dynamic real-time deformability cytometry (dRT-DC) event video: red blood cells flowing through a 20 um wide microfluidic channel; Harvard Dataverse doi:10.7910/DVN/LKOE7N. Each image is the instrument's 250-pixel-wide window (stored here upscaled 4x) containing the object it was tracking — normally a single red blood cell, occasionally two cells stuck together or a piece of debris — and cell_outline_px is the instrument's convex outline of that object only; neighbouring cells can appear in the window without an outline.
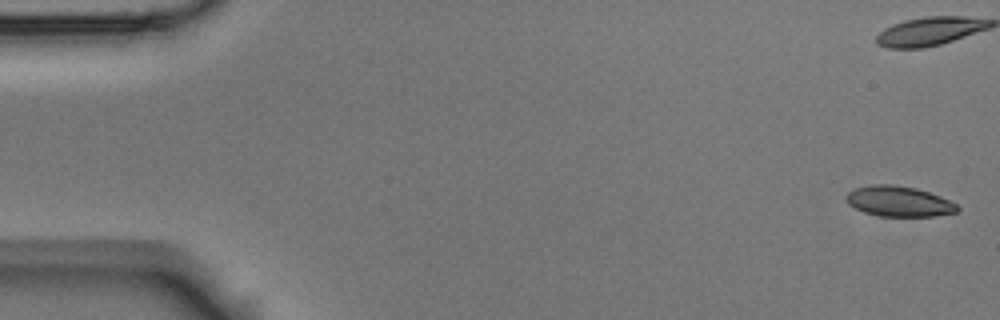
{"species": "Egyptian fruit bat (a non-hibernating species)", "species_latin": "Rousettus aegyptiacus", "temperature_condition": "room temperature", "stored_images_in_passage": 6, "camera_frame_rate_fps": 3000, "um_per_image_px": 0.085, "animal": {"sex": "male"}, "frame": {"image": 1, "passage_image": 1, "time_ms": 0.0, "image_size_px": [1000, 320], "cell_outline_px": [[960, 208], [956, 212], [936, 216], [880, 216], [864, 212], [848, 204], [844, 196], [848, 192], [856, 188], [872, 184], [892, 184], [916, 188], [940, 196], [956, 204]], "centroid_in_image_um": [76.39, 17.11], "position_along_channel_um": 8.6, "area_um2": 19.65}}
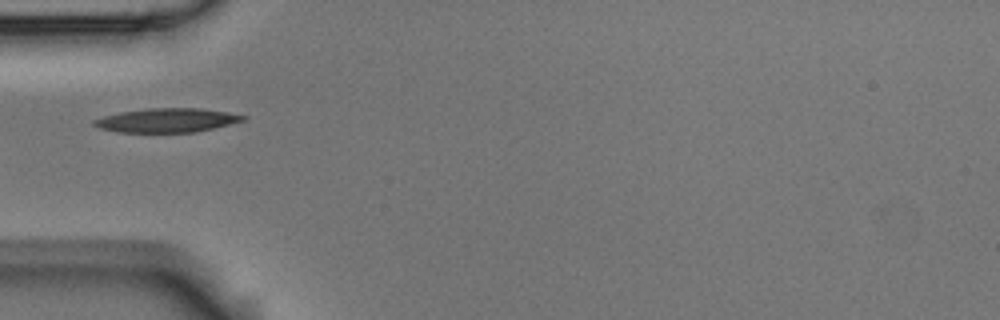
{"frame": {"image": 2, "passage_image": 6, "time_ms": 1.667, "image_size_px": [1000, 320], "cell_outline_px": [[248, 116], [244, 120], [196, 132], [116, 132], [100, 128], [92, 124], [92, 120], [104, 116], [120, 112], [148, 108], [200, 108], [228, 112]], "centroid_in_image_um": [14.16, 10.22], "position_along_channel_um": 70.8, "area_um2": 20.75}}